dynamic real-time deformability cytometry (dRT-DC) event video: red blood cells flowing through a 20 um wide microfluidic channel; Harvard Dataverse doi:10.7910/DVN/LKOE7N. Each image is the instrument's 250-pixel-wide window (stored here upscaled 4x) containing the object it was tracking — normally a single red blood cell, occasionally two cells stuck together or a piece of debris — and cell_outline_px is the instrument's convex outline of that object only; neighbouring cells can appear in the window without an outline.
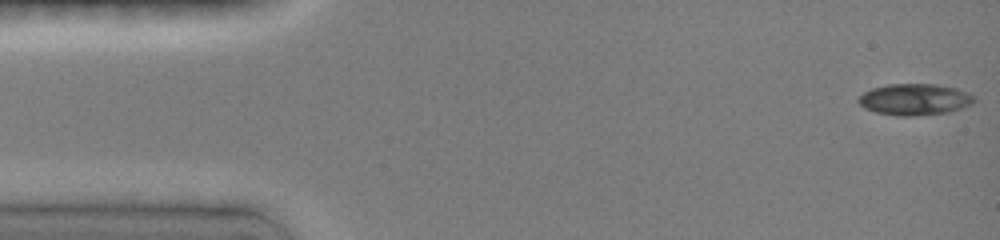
{"species": "common noctule bat (a hibernating species)", "species_latin": "Nyctalus noctula", "temperature_condition": "room temperature", "stored_images_in_passage": 47, "camera_frame_rate_fps": 3000, "um_per_image_px": 0.085, "animal": {"sex": "female", "body_mass_g": 19.0, "forearm_length_mm": 51.5}, "frame": {"image": 1, "passage_image": 1, "time_ms": 0.0, "image_size_px": [1000, 240], "cell_outline_px": [[976, 100], [972, 104], [948, 112], [916, 116], [896, 116], [876, 112], [864, 108], [856, 100], [864, 92], [872, 88], [888, 84], [932, 84], [956, 88], [972, 96]], "centroid_in_image_um": [77.7, 8.46], "position_along_channel_um": 7.3, "area_um2": 21.04}}
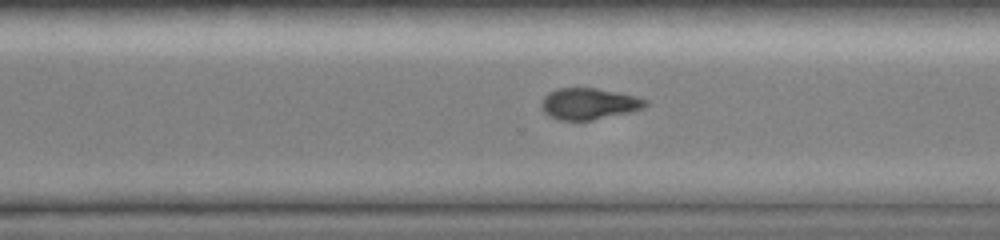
{"frame": {"image": 2, "passage_image": 33, "time_ms": 10.667, "image_size_px": [1000, 240], "cell_outline_px": [[648, 104], [644, 108], [628, 112], [592, 120], [560, 120], [548, 116], [544, 112], [540, 104], [544, 96], [560, 88], [596, 88], [636, 96], [648, 100]], "centroid_in_image_um": [50.06, 8.82], "position_along_channel_um": 320.5, "area_um2": 18.84}}
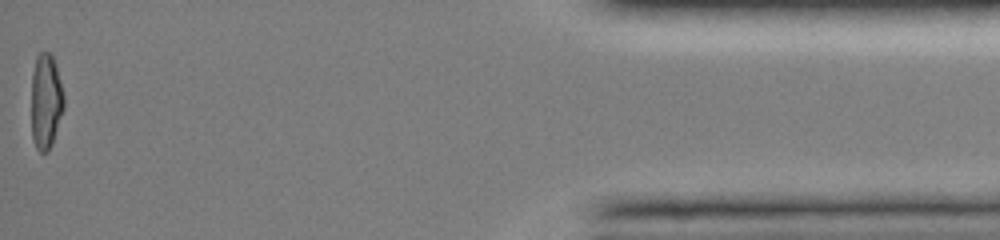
{"frame": {"image": 3, "passage_image": 47, "time_ms": 15.333, "image_size_px": [1000, 240], "cell_outline_px": [[64, 108], [52, 144], [48, 152], [40, 152], [36, 148], [32, 140], [32, 72], [36, 56], [40, 52], [52, 52], [56, 64], [64, 96]], "centroid_in_image_um": [3.9, 8.6], "position_along_channel_um": 431.3, "area_um2": 18.26}, "authors_computed_cell_mechanics": {"area_um2": 20.4612, "velocity_mm_per_s": 4.0489, "shape_relaxation_time_tau1_ms": 3.5925, "shape_relaxation_time_tau2_ms": 10.794, "deformation_change_tau1": 0.1678, "deformation_change_tau2": 0.1531}}